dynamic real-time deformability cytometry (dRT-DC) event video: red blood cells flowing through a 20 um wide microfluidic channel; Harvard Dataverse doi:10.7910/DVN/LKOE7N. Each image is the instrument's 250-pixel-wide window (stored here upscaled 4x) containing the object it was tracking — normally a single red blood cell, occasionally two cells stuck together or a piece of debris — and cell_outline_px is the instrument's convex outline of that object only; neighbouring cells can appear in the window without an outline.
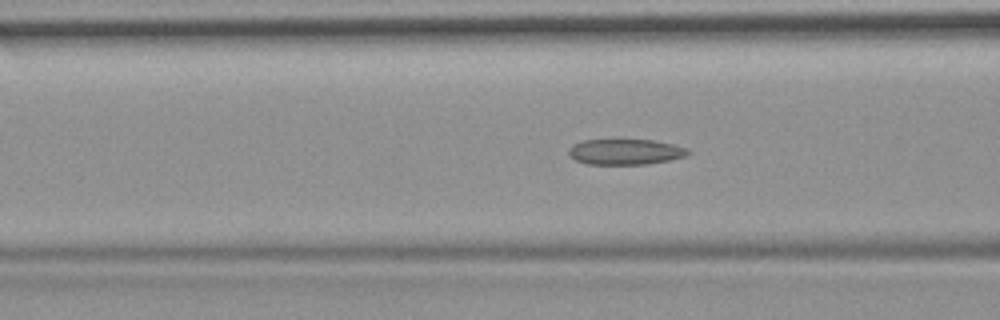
{"species": "common noctule bat (a hibernating species)", "species_latin": "Nyctalus noctula", "temperature_condition": "room temperature", "stored_images_in_passage": 46, "camera_frame_rate_fps": 3000, "um_per_image_px": 0.085, "animal": {"sex": "female", "body_mass_g": 19.9}, "frame": {"image": 1, "passage_image": 17, "time_ms": 5.333, "image_size_px": [1000, 320], "cell_outline_px": [[692, 152], [684, 156], [668, 160], [644, 164], [588, 164], [576, 160], [568, 156], [568, 152], [572, 144], [584, 140], [652, 140], [672, 144], [688, 148]], "centroid_in_image_um": [53.13, 12.9], "position_along_channel_um": 113.5, "area_um2": 17.69}}
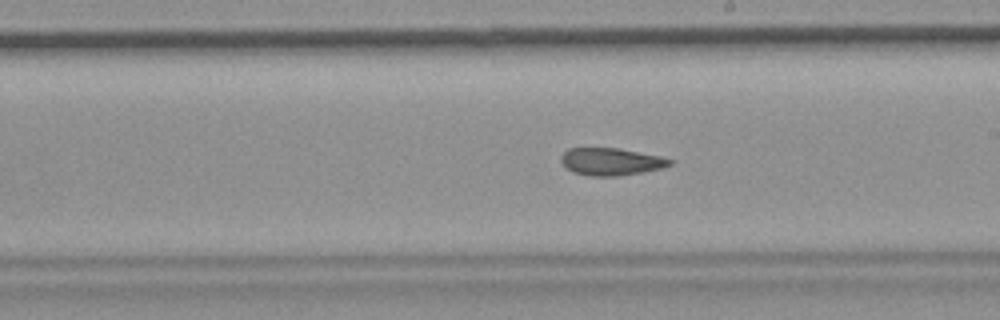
{"frame": {"image": 2, "passage_image": 27, "time_ms": 8.667, "image_size_px": [1000, 320], "cell_outline_px": [[676, 160], [672, 164], [664, 168], [644, 172], [620, 176], [588, 176], [572, 172], [560, 160], [560, 156], [568, 148], [616, 148], [660, 156]], "centroid_in_image_um": [51.97, 13.75], "position_along_channel_um": 237.0, "area_um2": 17.51}}
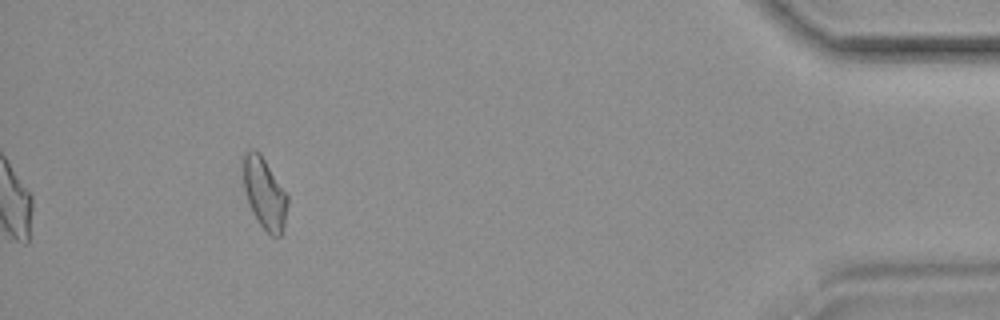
{"frame": {"image": 3, "passage_image": 46, "time_ms": 15.0, "image_size_px": [1000, 320], "cell_outline_px": [[288, 204], [284, 228], [280, 236], [272, 236], [260, 224], [252, 212], [244, 188], [244, 152], [252, 148], [260, 152], [288, 196]], "centroid_in_image_um": [22.5, 16.43], "position_along_channel_um": 412.7, "area_um2": 18.15}, "authors_computed_cell_mechanics": {"area_um2": 18.207, "velocity_mm_per_s": 3.7155, "shape_relaxation_time_tau1_ms": null, "shape_relaxation_time_tau2_ms": 3.6774, "deformation_change_tau1": null, "deformation_change_tau2": 0.1118}}